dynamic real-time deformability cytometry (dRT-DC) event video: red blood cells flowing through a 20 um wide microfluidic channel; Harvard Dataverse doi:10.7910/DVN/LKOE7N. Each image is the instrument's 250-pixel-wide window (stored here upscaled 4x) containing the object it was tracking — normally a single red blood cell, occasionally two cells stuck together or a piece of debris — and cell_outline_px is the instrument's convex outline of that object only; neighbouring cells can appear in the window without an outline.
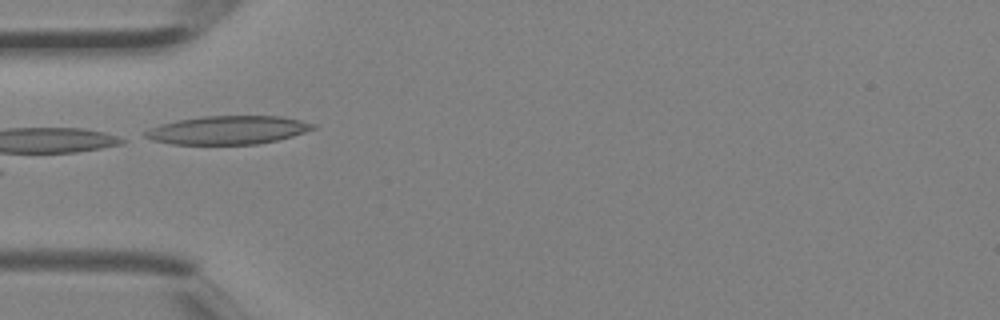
{"species": "Egyptian fruit bat (a non-hibernating species)", "species_latin": "Rousettus aegyptiacus", "temperature_condition": "room temperature", "stored_images_in_passage": 1, "camera_frame_rate_fps": 3000, "um_per_image_px": 0.085, "animal": {"sex": "female"}, "frame": {"image": 1, "passage_image": 1, "time_ms": 0.0, "image_size_px": [1000, 320], "cell_outline_px": [[316, 128], [292, 136], [276, 140], [256, 144], [172, 144], [152, 140], [144, 136], [144, 132], [160, 124], [176, 120], [204, 116], [280, 116], [300, 120], [316, 124]], "centroid_in_image_um": [19.37, 11.05], "position_along_channel_um": 65.6, "area_um2": 27.63}}